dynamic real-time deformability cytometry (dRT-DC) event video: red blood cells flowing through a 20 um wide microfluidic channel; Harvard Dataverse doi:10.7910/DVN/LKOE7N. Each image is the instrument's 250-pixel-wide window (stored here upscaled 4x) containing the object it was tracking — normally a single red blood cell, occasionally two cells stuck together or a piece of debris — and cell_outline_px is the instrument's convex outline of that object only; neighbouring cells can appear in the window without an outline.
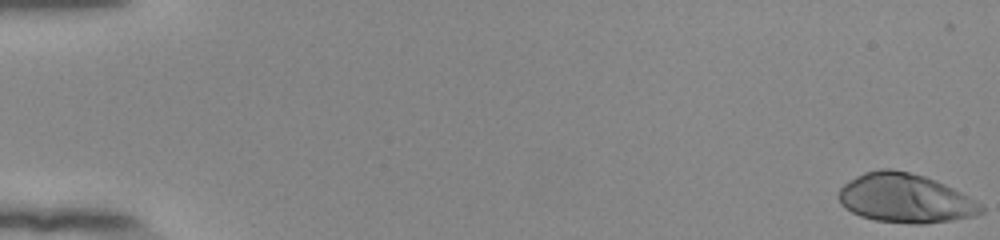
{"species": "human", "species_latin": "Homo sapiens", "temperature_condition": "room temperature", "stored_images_in_passage": 54, "camera_frame_rate_fps": 3000, "um_per_image_px": 0.085, "donor": {"sex": "female"}, "frame": {"image": 1, "passage_image": 1, "time_ms": 0.0, "image_size_px": [1000, 240], "cell_outline_px": [[984, 212], [976, 216], [952, 220], [924, 224], [916, 224], [876, 220], [860, 216], [844, 208], [840, 204], [840, 188], [844, 184], [856, 176], [864, 172], [880, 168], [892, 168], [924, 176], [936, 180], [968, 196], [980, 204], [984, 208]], "centroid_in_image_um": [76.95, 16.85], "position_along_channel_um": 8.1, "area_um2": 40.63}}
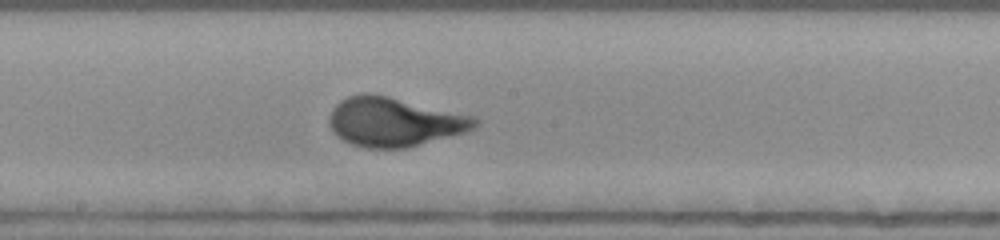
{"frame": {"image": 2, "passage_image": 31, "time_ms": 10.0, "image_size_px": [1000, 240], "cell_outline_px": [[480, 124], [476, 128], [464, 132], [420, 144], [404, 148], [368, 148], [352, 144], [336, 136], [332, 132], [328, 124], [328, 120], [332, 108], [340, 100], [348, 96], [360, 92], [372, 92], [476, 116], [480, 120]], "centroid_in_image_um": [33.5, 10.33], "position_along_channel_um": 214.7, "area_um2": 42.14}}
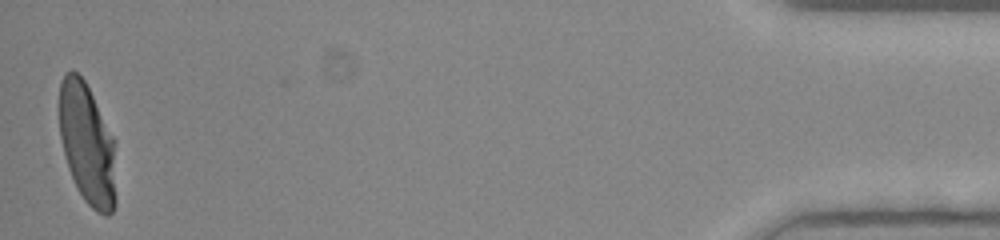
{"frame": {"image": 3, "passage_image": 54, "time_ms": 17.667, "image_size_px": [1000, 240], "cell_outline_px": [[116, 204], [112, 212], [108, 216], [104, 216], [96, 212], [84, 200], [76, 188], [68, 168], [60, 136], [60, 80], [64, 72], [72, 68], [84, 80], [116, 140]], "centroid_in_image_um": [7.45, 12.28], "position_along_channel_um": 427.7, "area_um2": 40.86}, "authors_computed_cell_mechanics": {"area_um2": 39.7953, "velocity_mm_per_s": 3.8679, "shape_relaxation_time_tau1_ms": 3.2778, "shape_relaxation_time_tau2_ms": null, "deformation_change_tau1": 0.2145, "deformation_change_tau2": null}}